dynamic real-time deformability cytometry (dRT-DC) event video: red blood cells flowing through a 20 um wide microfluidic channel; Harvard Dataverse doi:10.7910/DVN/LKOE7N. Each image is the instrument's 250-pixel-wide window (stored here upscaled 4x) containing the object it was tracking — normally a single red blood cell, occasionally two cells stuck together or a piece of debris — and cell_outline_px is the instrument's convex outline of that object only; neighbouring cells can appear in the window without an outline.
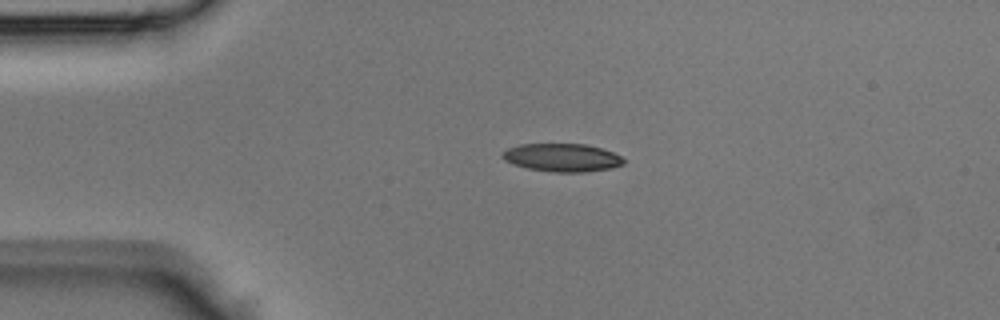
{"species": "Egyptian fruit bat (a non-hibernating species)", "species_latin": "Rousettus aegyptiacus", "temperature_condition": "room temperature", "stored_images_in_passage": 31, "camera_frame_rate_fps": 3000, "um_per_image_px": 0.085, "animal": {"sex": "male"}, "frame": {"image": 1, "passage_image": 2, "time_ms": 0.333, "image_size_px": [1000, 320], "cell_outline_px": [[624, 164], [612, 168], [584, 172], [552, 172], [528, 168], [512, 164], [504, 160], [500, 156], [500, 152], [508, 148], [520, 144], [584, 144], [600, 148], [612, 152], [620, 156], [624, 160]], "centroid_in_image_um": [47.73, 13.4], "position_along_channel_um": 37.3, "area_um2": 19.88}}
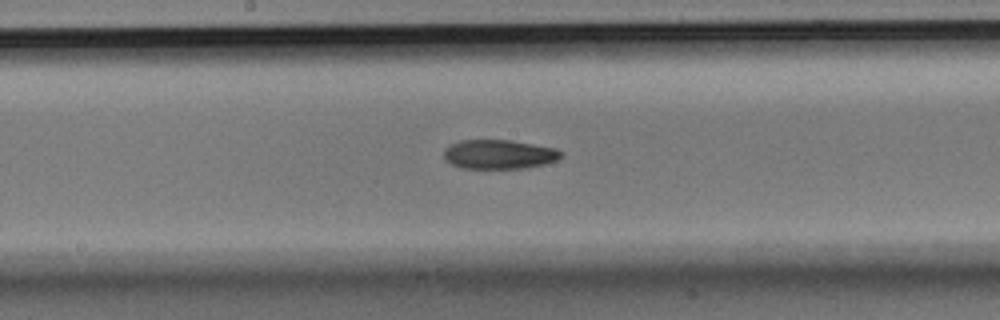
{"frame": {"image": 2, "passage_image": 15, "time_ms": 4.667, "image_size_px": [1000, 320], "cell_outline_px": [[564, 152], [556, 160], [544, 164], [524, 168], [464, 168], [452, 164], [444, 160], [444, 148], [460, 140], [512, 140], [556, 148]], "centroid_in_image_um": [42.41, 13.11], "position_along_channel_um": 205.8, "area_um2": 19.94}}
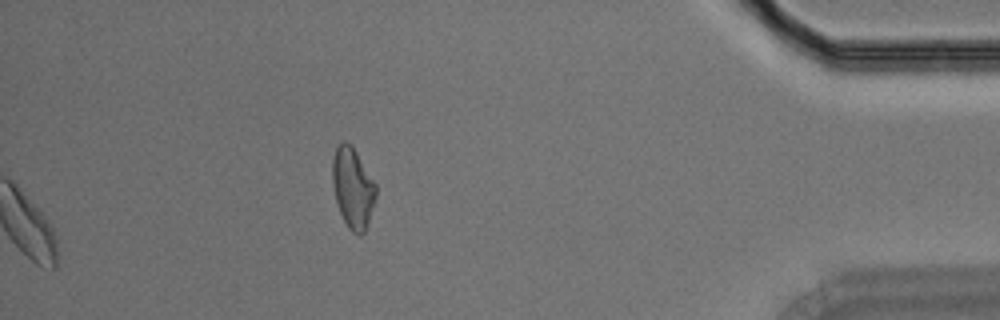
{"frame": {"image": 3, "passage_image": 31, "time_ms": 10.0, "image_size_px": [1000, 320], "cell_outline_px": [[376, 196], [364, 232], [360, 236], [352, 232], [348, 228], [340, 212], [336, 200], [332, 184], [332, 160], [336, 148], [344, 140], [352, 144], [376, 184]], "centroid_in_image_um": [29.98, 15.94], "position_along_channel_um": 405.2, "area_um2": 20.29}}